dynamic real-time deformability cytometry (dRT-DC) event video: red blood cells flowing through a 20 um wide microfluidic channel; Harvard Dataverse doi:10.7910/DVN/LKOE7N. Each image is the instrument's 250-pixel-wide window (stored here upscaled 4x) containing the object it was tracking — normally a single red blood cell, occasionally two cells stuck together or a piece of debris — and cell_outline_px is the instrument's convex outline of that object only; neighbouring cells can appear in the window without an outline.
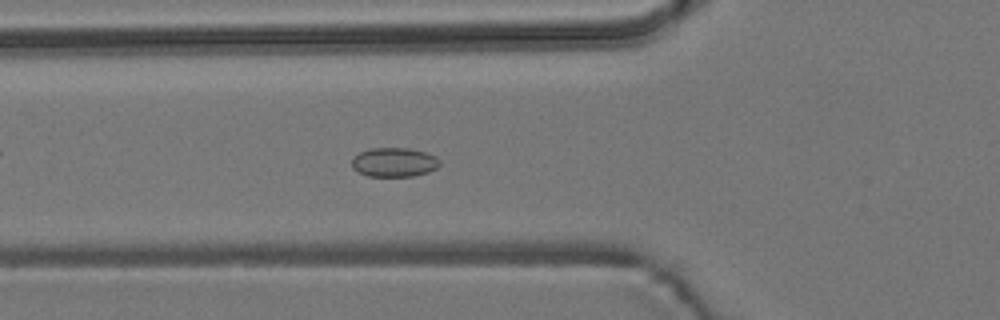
{"species": "common noctule bat (a hibernating species)", "species_latin": "Nyctalus noctula", "temperature_condition": "room temperature", "stored_images_in_passage": 55, "camera_frame_rate_fps": 3000, "um_per_image_px": 0.085, "animal": {"sex": "male", "body_mass_g": 19.2, "forearm_length_mm": 51.8}, "frame": {"image": 1, "passage_image": 19, "time_ms": 6.0, "image_size_px": [1000, 320], "cell_outline_px": [[440, 164], [436, 168], [428, 172], [412, 176], [368, 176], [352, 168], [352, 156], [360, 152], [372, 148], [408, 148], [424, 152], [436, 156], [440, 160]], "centroid_in_image_um": [33.49, 13.78], "position_along_channel_um": 92.3, "area_um2": 14.91}}
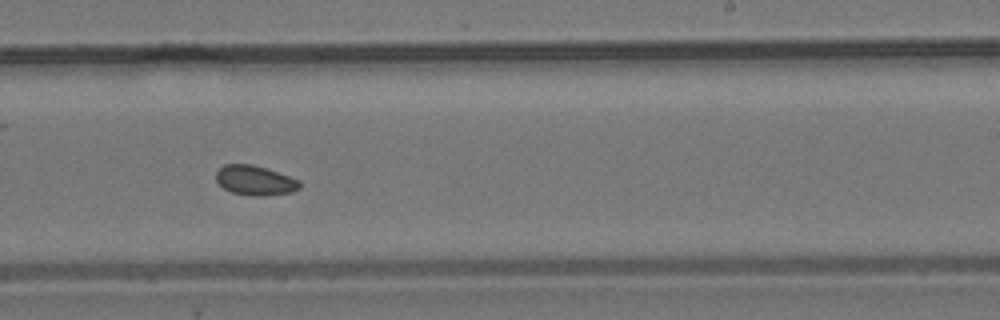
{"frame": {"image": 2, "passage_image": 33, "time_ms": 10.667, "image_size_px": [1000, 320], "cell_outline_px": [[300, 188], [292, 192], [264, 196], [252, 196], [232, 192], [224, 188], [216, 180], [216, 172], [224, 164], [252, 164], [300, 180]], "centroid_in_image_um": [21.67, 15.34], "position_along_channel_um": 267.3, "area_um2": 14.33}}
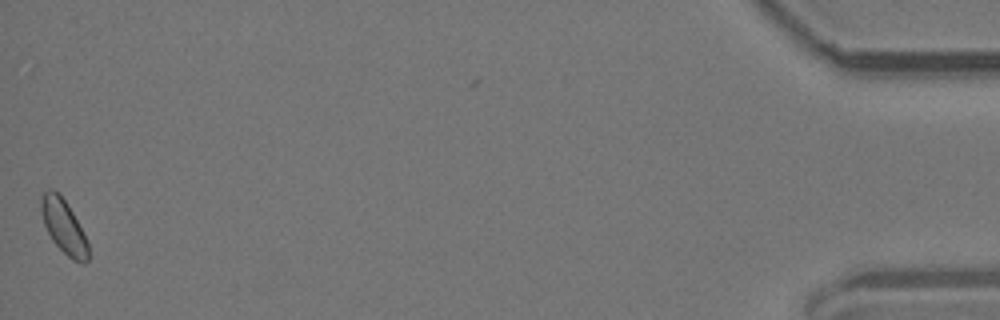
{"frame": {"image": 3, "passage_image": 54, "time_ms": 17.667, "image_size_px": [1000, 320], "cell_outline_px": [[88, 260], [84, 264], [72, 260], [52, 240], [44, 224], [40, 208], [40, 196], [48, 188], [52, 188], [68, 204], [88, 244]], "centroid_in_image_um": [5.38, 19.24], "position_along_channel_um": 429.8, "area_um2": 14.51}}